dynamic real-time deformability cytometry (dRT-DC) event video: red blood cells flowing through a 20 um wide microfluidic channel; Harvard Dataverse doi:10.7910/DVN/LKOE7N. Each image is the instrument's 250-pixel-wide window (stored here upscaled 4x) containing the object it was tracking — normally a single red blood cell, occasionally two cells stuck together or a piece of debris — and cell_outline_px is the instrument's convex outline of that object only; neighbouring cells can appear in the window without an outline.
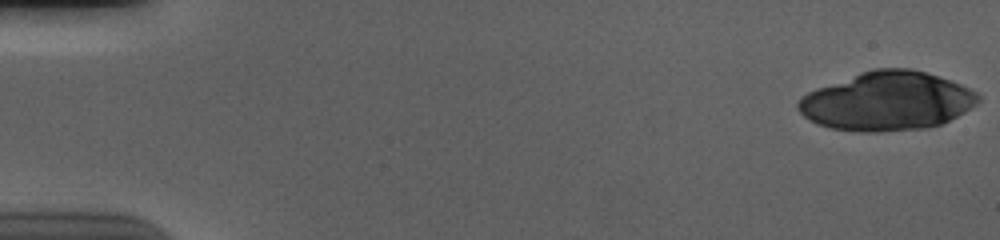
{"species": "human", "species_latin": "Homo sapiens", "temperature_condition": "cold", "stored_images_in_passage": 42, "camera_frame_rate_fps": 3000, "um_per_image_px": 0.085, "donor": {"sex": "male"}, "frame": {"image": 1, "passage_image": 1, "time_ms": 0.0, "image_size_px": [1000, 240], "cell_outline_px": [[980, 100], [976, 104], [964, 112], [940, 124], [928, 128], [876, 132], [860, 132], [832, 128], [816, 124], [804, 116], [796, 108], [796, 104], [800, 96], [816, 88], [860, 72], [876, 68], [912, 68], [940, 76], [960, 84], [976, 92], [980, 96]], "centroid_in_image_um": [75.37, 8.59], "position_along_channel_um": 9.6, "area_um2": 61.79}}